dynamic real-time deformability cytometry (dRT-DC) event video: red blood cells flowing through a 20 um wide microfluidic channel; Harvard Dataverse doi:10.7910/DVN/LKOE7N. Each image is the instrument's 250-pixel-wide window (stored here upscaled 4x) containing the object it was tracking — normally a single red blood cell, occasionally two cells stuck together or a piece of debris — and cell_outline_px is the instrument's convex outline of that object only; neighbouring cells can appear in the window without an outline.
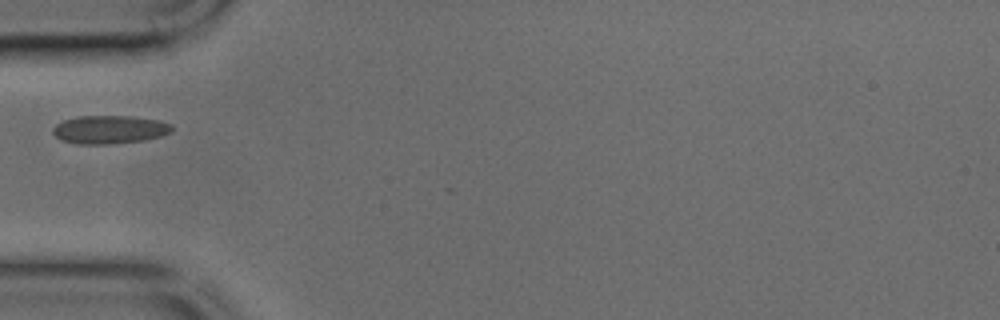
{"species": "common noctule bat (a hibernating species)", "species_latin": "Nyctalus noctula", "temperature_condition": "cold", "stored_images_in_passage": 32, "camera_frame_rate_fps": 3000, "um_per_image_px": 0.085, "animal": {"sex": "male", "body_mass_g": 17.9, "forearm_length_mm": 54.2}, "frame": {"image": 1, "passage_image": 1, "time_ms": 0.0, "image_size_px": [1000, 320], "cell_outline_px": [[172, 132], [160, 136], [144, 140], [108, 144], [76, 144], [60, 140], [52, 132], [52, 128], [56, 124], [64, 120], [80, 116], [132, 116], [160, 120], [172, 124]], "centroid_in_image_um": [9.31, 11.01], "position_along_channel_um": 75.7, "area_um2": 19.71}}
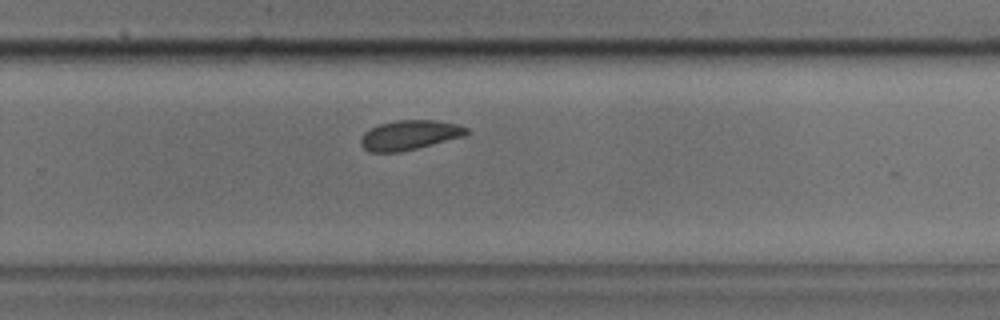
{"frame": {"image": 2, "passage_image": 16, "time_ms": 5.0, "image_size_px": [1000, 320], "cell_outline_px": [[468, 132], [464, 136], [400, 152], [372, 152], [364, 148], [360, 144], [360, 140], [364, 132], [380, 124], [396, 120], [436, 120], [456, 124], [468, 128]], "centroid_in_image_um": [34.8, 11.47], "position_along_channel_um": 295.0, "area_um2": 18.03}}
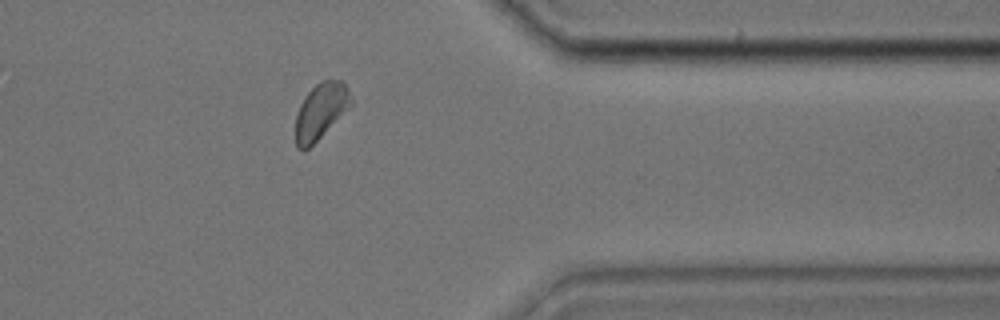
{"frame": {"image": 3, "passage_image": 23, "time_ms": 7.333, "image_size_px": [1000, 320], "cell_outline_px": [[352, 104], [304, 152], [296, 148], [296, 116], [300, 104], [304, 96], [316, 84], [324, 80], [340, 80], [348, 88], [352, 96]], "centroid_in_image_um": [27.24, 9.43], "position_along_channel_um": 384.2, "area_um2": 17.69}}